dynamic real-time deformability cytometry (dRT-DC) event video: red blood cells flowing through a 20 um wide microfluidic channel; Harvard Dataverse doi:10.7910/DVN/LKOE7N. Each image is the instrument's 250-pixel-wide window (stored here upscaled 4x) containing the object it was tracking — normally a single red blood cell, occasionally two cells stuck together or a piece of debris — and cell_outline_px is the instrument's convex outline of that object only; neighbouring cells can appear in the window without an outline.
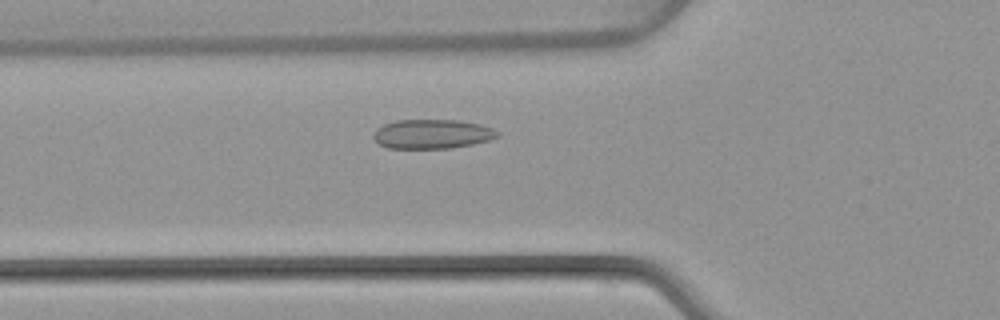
{"species": "common noctule bat (a hibernating species)", "species_latin": "Nyctalus noctula", "temperature_condition": "warm", "stored_images_in_passage": 46, "camera_frame_rate_fps": 3000, "um_per_image_px": 0.085, "animal": {"sex": "female", "body_mass_g": 22.7, "forearm_length_mm": 54.2}, "frame": {"image": 1, "passage_image": 13, "time_ms": 4.0, "image_size_px": [1000, 320], "cell_outline_px": [[500, 136], [488, 140], [472, 144], [452, 148], [388, 148], [380, 144], [372, 136], [376, 128], [384, 124], [396, 120], [456, 120], [480, 124], [492, 128], [500, 132]], "centroid_in_image_um": [36.74, 11.39], "position_along_channel_um": 89.1, "area_um2": 21.15}}
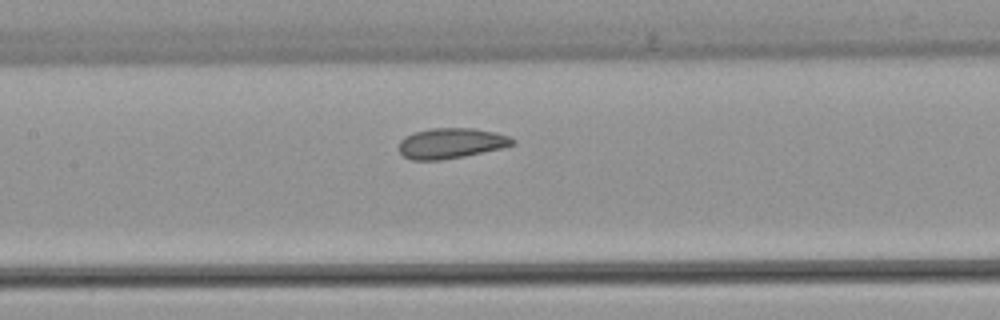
{"frame": {"image": 2, "passage_image": 19, "time_ms": 6.0, "image_size_px": [1000, 320], "cell_outline_px": [[516, 144], [504, 148], [464, 156], [440, 160], [412, 160], [404, 156], [396, 148], [400, 140], [404, 136], [412, 132], [432, 128], [472, 128], [496, 132], [508, 136], [516, 140]], "centroid_in_image_um": [38.33, 12.17], "position_along_channel_um": 169.1, "area_um2": 20.46}}
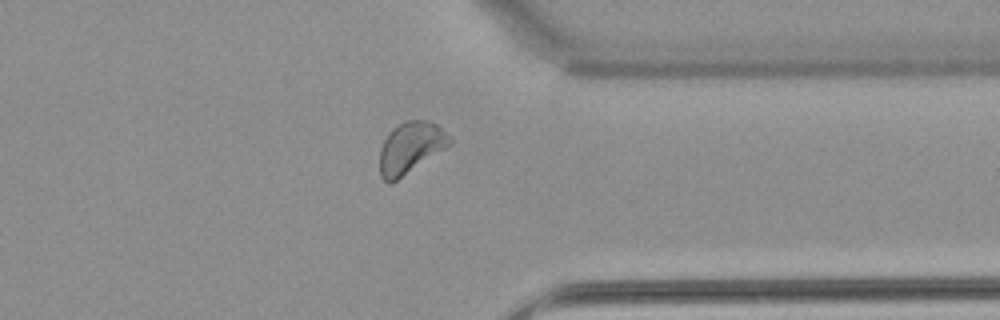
{"frame": {"image": 3, "passage_image": 35, "time_ms": 11.333, "image_size_px": [1000, 320], "cell_outline_px": [[452, 144], [396, 180], [388, 184], [380, 176], [380, 148], [384, 140], [392, 128], [404, 120], [428, 120], [436, 124], [452, 140]], "centroid_in_image_um": [34.87, 12.54], "position_along_channel_um": 376.5, "area_um2": 20.69}, "authors_computed_cell_mechanics": {"area_um2": 20.6924, "velocity_mm_per_s": 3.9741, "shape_relaxation_time_tau1_ms": null, "shape_relaxation_time_tau2_ms": 1.5068, "deformation_change_tau1": null, "deformation_change_tau2": 0.0717}}